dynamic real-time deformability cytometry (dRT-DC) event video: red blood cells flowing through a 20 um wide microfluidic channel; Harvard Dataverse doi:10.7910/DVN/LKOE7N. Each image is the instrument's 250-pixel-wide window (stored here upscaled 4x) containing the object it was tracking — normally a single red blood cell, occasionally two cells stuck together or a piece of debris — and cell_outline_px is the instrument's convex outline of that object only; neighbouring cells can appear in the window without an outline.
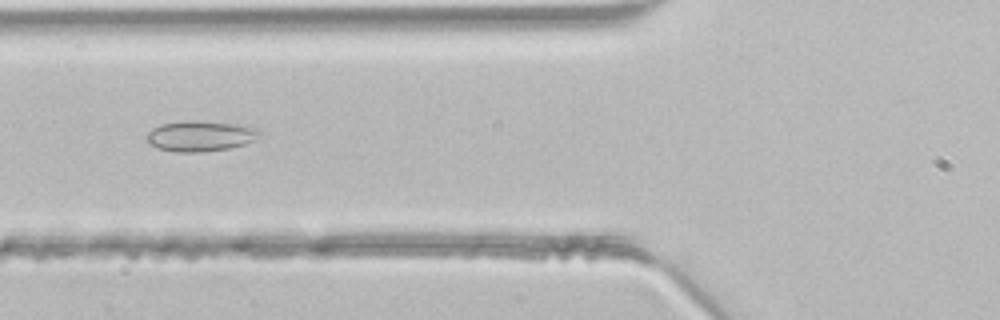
{"species": "common noctule bat (a hibernating species)", "species_latin": "Nyctalus noctula", "temperature_condition": "room temperature", "stored_images_in_passage": 41, "camera_frame_rate_fps": 3000, "um_per_image_px": 0.085, "animal": {"sex": "male", "body_mass_g": 21.5, "forearm_length_mm": 52.0}, "frame": {"image": 1, "passage_image": 12, "time_ms": 3.667, "image_size_px": [1000, 320], "cell_outline_px": [[264, 132], [252, 140], [244, 144], [228, 148], [200, 152], [176, 152], [160, 148], [152, 144], [144, 136], [152, 128], [160, 124], [180, 120], [200, 120], [232, 124], [256, 128]], "centroid_in_image_um": [16.99, 11.54], "position_along_channel_um": 108.8, "area_um2": 20.0}}
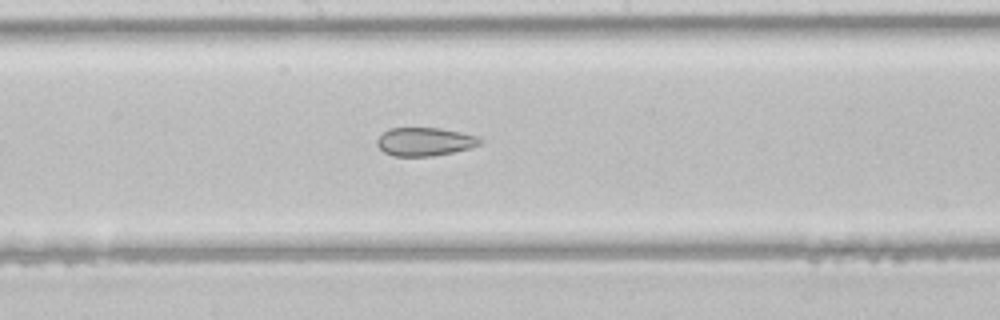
{"frame": {"image": 2, "passage_image": 19, "time_ms": 6.0, "image_size_px": [1000, 320], "cell_outline_px": [[484, 140], [480, 144], [472, 148], [432, 156], [392, 156], [384, 152], [376, 144], [376, 140], [388, 128], [436, 128], [460, 132], [476, 136]], "centroid_in_image_um": [36.1, 12.05], "position_along_channel_um": 212.1, "area_um2": 16.99}}
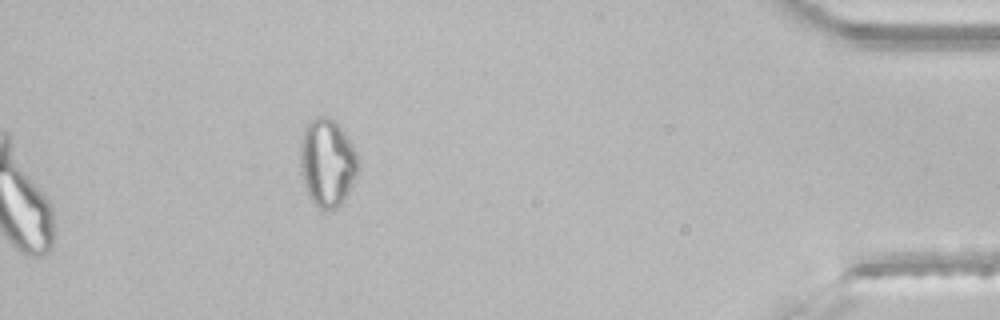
{"frame": {"image": 3, "passage_image": 36, "time_ms": 11.667, "image_size_px": [1000, 320], "cell_outline_px": [[356, 172], [352, 184], [348, 192], [340, 204], [336, 208], [320, 212], [308, 196], [300, 172], [300, 144], [304, 128], [308, 120], [316, 116], [324, 116], [332, 120], [344, 132], [352, 144], [356, 152]], "centroid_in_image_um": [27.75, 13.84], "position_along_channel_um": 407.4, "area_um2": 29.54}}